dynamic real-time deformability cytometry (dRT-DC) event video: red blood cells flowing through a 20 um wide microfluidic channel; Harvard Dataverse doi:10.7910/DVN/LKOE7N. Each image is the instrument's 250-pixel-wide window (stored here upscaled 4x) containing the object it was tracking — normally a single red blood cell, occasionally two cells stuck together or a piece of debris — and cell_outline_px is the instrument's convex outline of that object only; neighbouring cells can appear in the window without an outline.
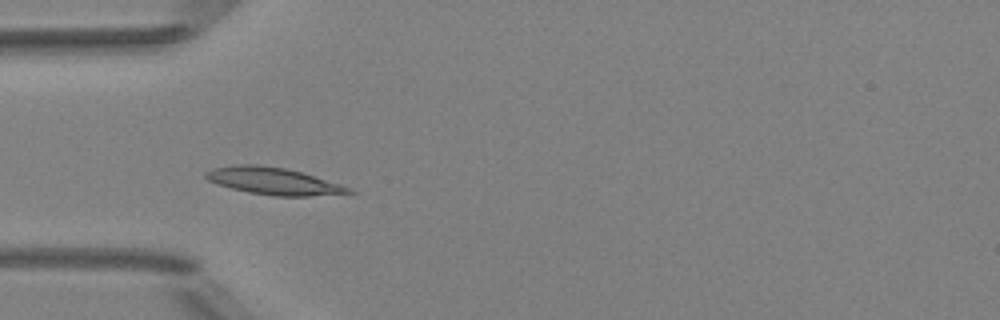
{"species": "Egyptian fruit bat (a non-hibernating species)", "species_latin": "Rousettus aegyptiacus", "temperature_condition": "room temperature", "stored_images_in_passage": 7, "camera_frame_rate_fps": 3000, "um_per_image_px": 0.085, "animal": {"sex": "female"}, "frame": {"image": 1, "passage_image": 5, "time_ms": 4.333, "image_size_px": [1000, 320], "cell_outline_px": [[356, 192], [308, 196], [272, 196], [248, 192], [216, 184], [208, 180], [204, 176], [204, 172], [212, 168], [236, 164], [256, 164], [284, 168], [300, 172], [340, 184], [352, 188]], "centroid_in_image_um": [23.19, 15.39], "position_along_channel_um": 61.8, "area_um2": 22.43}}
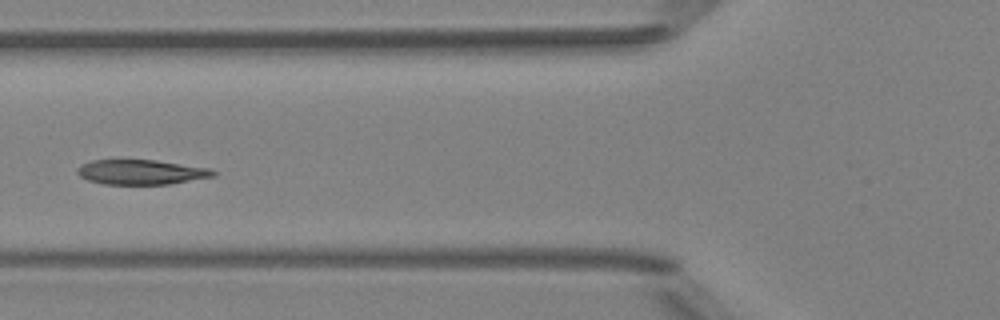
{"frame": {"image": 2, "passage_image": 6, "time_ms": 5.667, "image_size_px": [1000, 320], "cell_outline_px": [[216, 176], [168, 184], [104, 184], [88, 180], [80, 176], [76, 172], [76, 168], [80, 164], [92, 160], [156, 160], [212, 168], [216, 172]], "centroid_in_image_um": [12.0, 14.62], "position_along_channel_um": 113.8, "area_um2": 19.77}}
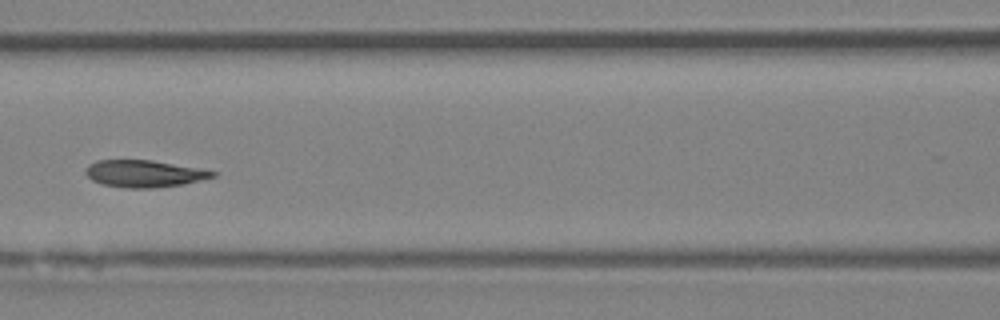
{"frame": {"image": 3, "passage_image": 7, "time_ms": 6.667, "image_size_px": [1000, 320], "cell_outline_px": [[216, 176], [184, 184], [152, 188], [124, 188], [100, 184], [92, 180], [84, 172], [84, 168], [88, 164], [96, 160], [152, 160], [196, 168], [216, 172]], "centroid_in_image_um": [12.18, 14.76], "position_along_channel_um": 154.4, "area_um2": 20.0}}